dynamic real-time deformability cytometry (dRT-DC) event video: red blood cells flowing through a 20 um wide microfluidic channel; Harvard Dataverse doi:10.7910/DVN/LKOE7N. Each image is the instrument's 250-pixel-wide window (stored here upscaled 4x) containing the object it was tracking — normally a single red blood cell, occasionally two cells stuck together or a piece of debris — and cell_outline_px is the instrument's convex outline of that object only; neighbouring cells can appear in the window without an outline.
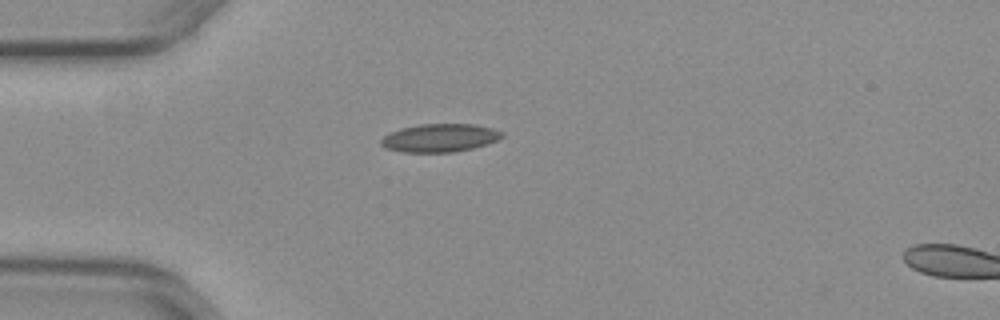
{"species": "common noctule bat (a hibernating species)", "species_latin": "Nyctalus noctula", "temperature_condition": "warm", "stored_images_in_passage": 39, "camera_frame_rate_fps": 3000, "um_per_image_px": 0.085, "animal": {"sex": "female", "body_mass_g": 29.2, "forearm_length_mm": 56.3}, "frame": {"image": 1, "passage_image": 1, "time_ms": 0.0, "image_size_px": [1000, 320], "cell_outline_px": [[504, 136], [496, 140], [472, 148], [452, 152], [404, 152], [388, 148], [380, 144], [380, 140], [384, 136], [400, 128], [420, 124], [472, 124], [492, 128], [504, 132]], "centroid_in_image_um": [37.38, 11.71], "position_along_channel_um": 47.6, "area_um2": 19.59}}
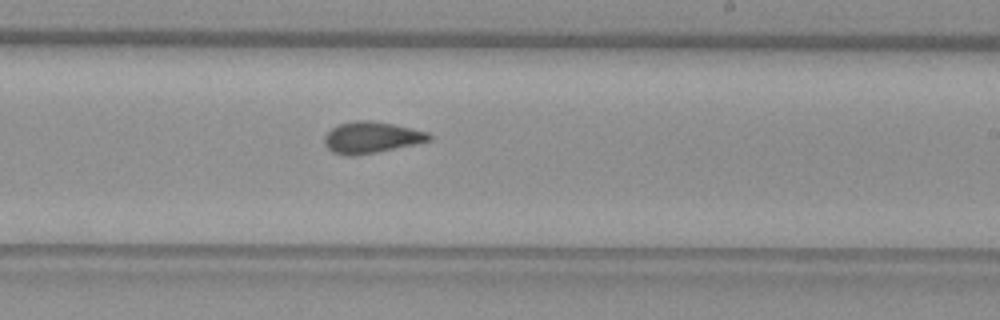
{"frame": {"image": 2, "passage_image": 18, "time_ms": 5.667, "image_size_px": [1000, 320], "cell_outline_px": [[432, 140], [376, 152], [352, 156], [348, 156], [332, 152], [324, 144], [324, 136], [332, 128], [340, 124], [356, 120], [372, 120], [392, 124], [428, 132], [432, 136]], "centroid_in_image_um": [31.55, 11.68], "position_along_channel_um": 257.5, "area_um2": 18.96}}
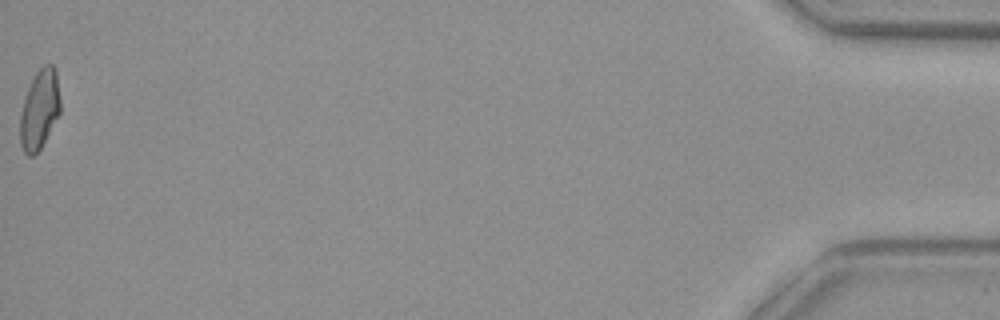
{"frame": {"image": 3, "passage_image": 39, "time_ms": 12.667, "image_size_px": [1000, 320], "cell_outline_px": [[60, 116], [40, 148], [32, 156], [28, 156], [24, 152], [20, 144], [20, 116], [24, 100], [28, 88], [36, 72], [44, 64], [52, 64], [56, 68], [60, 100]], "centroid_in_image_um": [3.38, 9.3], "position_along_channel_um": 431.8, "area_um2": 18.67}, "authors_computed_cell_mechanics": {"area_um2": 18.7272, "velocity_mm_per_s": 3.9839, "shape_relaxation_time_tau1_ms": null, "shape_relaxation_time_tau2_ms": 2.1269, "deformation_change_tau1": null, "deformation_change_tau2": 0.0784}}